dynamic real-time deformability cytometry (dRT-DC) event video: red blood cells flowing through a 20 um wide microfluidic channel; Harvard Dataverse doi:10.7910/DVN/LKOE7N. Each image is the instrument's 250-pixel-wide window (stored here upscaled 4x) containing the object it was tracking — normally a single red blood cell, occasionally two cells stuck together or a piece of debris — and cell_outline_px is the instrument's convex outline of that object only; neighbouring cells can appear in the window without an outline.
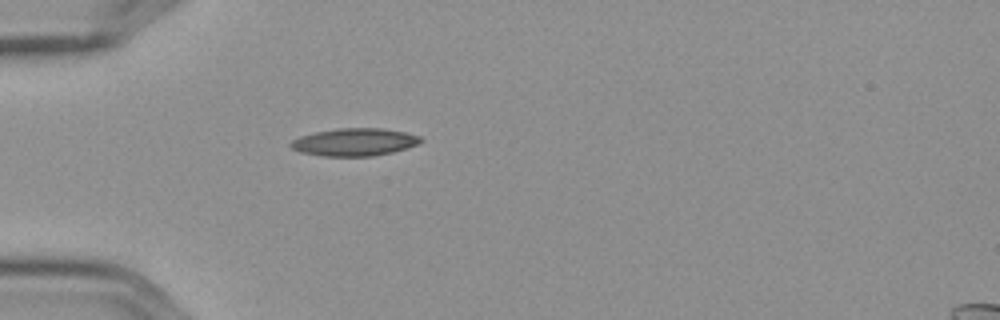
{"species": "Egyptian fruit bat (a non-hibernating species)", "species_latin": "Rousettus aegyptiacus", "temperature_condition": "cold", "stored_images_in_passage": 1, "camera_frame_rate_fps": 3000, "um_per_image_px": 0.085, "frame": {"image": 1, "passage_image": 1, "time_ms": 0.0, "image_size_px": [1000, 320], "cell_outline_px": [[424, 140], [416, 144], [392, 152], [372, 156], [324, 156], [300, 152], [292, 148], [288, 144], [292, 140], [300, 136], [316, 132], [336, 128], [384, 128], [404, 132], [420, 136]], "centroid_in_image_um": [30.1, 12.07], "position_along_channel_um": 54.9, "area_um2": 20.81}}